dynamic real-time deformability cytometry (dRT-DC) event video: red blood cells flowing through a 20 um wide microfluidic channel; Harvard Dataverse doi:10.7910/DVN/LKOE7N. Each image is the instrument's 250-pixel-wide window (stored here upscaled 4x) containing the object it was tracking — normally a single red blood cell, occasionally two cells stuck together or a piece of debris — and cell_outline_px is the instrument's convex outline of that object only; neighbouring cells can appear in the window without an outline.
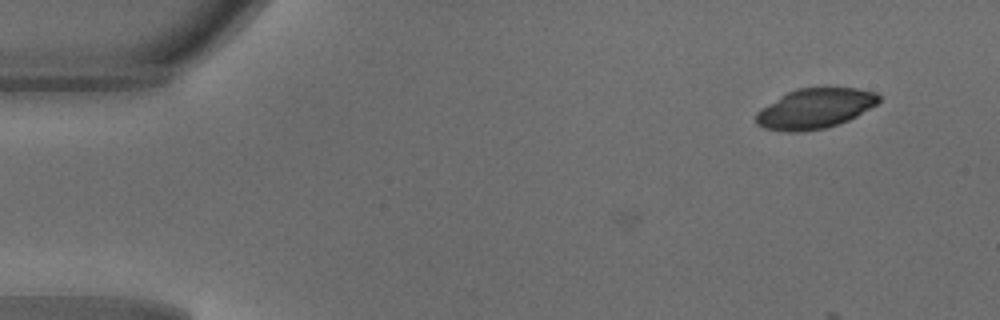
{"species": "common noctule bat (a hibernating species)", "species_latin": "Nyctalus noctula", "temperature_condition": "warm", "stored_images_in_passage": 9, "camera_frame_rate_fps": 3000, "um_per_image_px": 0.085, "animal": {"sex": "male", "body_mass_g": 18.8}, "frame": {"image": 1, "passage_image": 9, "time_ms": 2.667, "image_size_px": [1000, 320], "cell_outline_px": [[880, 100], [876, 104], [856, 116], [840, 124], [824, 128], [800, 132], [788, 132], [764, 128], [756, 124], [756, 112], [780, 96], [796, 88], [856, 88], [876, 92], [880, 96]], "centroid_in_image_um": [69.26, 9.23], "position_along_channel_um": 15.7, "area_um2": 28.55}}